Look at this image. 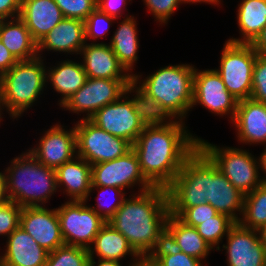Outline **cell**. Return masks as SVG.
<instances>
[{
	"mask_svg": "<svg viewBox=\"0 0 266 266\" xmlns=\"http://www.w3.org/2000/svg\"><path fill=\"white\" fill-rule=\"evenodd\" d=\"M6 239V249L0 256L2 266H45L49 252L21 227Z\"/></svg>",
	"mask_w": 266,
	"mask_h": 266,
	"instance_id": "obj_21",
	"label": "cell"
},
{
	"mask_svg": "<svg viewBox=\"0 0 266 266\" xmlns=\"http://www.w3.org/2000/svg\"><path fill=\"white\" fill-rule=\"evenodd\" d=\"M202 105L217 116L235 118L238 100L226 90L224 82L215 69L195 68L192 107Z\"/></svg>",
	"mask_w": 266,
	"mask_h": 266,
	"instance_id": "obj_14",
	"label": "cell"
},
{
	"mask_svg": "<svg viewBox=\"0 0 266 266\" xmlns=\"http://www.w3.org/2000/svg\"><path fill=\"white\" fill-rule=\"evenodd\" d=\"M72 127L67 130L59 123L51 126L29 152L39 163L56 170L77 156L76 130Z\"/></svg>",
	"mask_w": 266,
	"mask_h": 266,
	"instance_id": "obj_15",
	"label": "cell"
},
{
	"mask_svg": "<svg viewBox=\"0 0 266 266\" xmlns=\"http://www.w3.org/2000/svg\"><path fill=\"white\" fill-rule=\"evenodd\" d=\"M19 227L49 253L65 244L56 208L23 207Z\"/></svg>",
	"mask_w": 266,
	"mask_h": 266,
	"instance_id": "obj_17",
	"label": "cell"
},
{
	"mask_svg": "<svg viewBox=\"0 0 266 266\" xmlns=\"http://www.w3.org/2000/svg\"><path fill=\"white\" fill-rule=\"evenodd\" d=\"M65 18L85 21L97 8V0H54Z\"/></svg>",
	"mask_w": 266,
	"mask_h": 266,
	"instance_id": "obj_36",
	"label": "cell"
},
{
	"mask_svg": "<svg viewBox=\"0 0 266 266\" xmlns=\"http://www.w3.org/2000/svg\"><path fill=\"white\" fill-rule=\"evenodd\" d=\"M239 223L260 231L266 225V183L244 195L243 214Z\"/></svg>",
	"mask_w": 266,
	"mask_h": 266,
	"instance_id": "obj_30",
	"label": "cell"
},
{
	"mask_svg": "<svg viewBox=\"0 0 266 266\" xmlns=\"http://www.w3.org/2000/svg\"><path fill=\"white\" fill-rule=\"evenodd\" d=\"M22 208L10 200L0 204V236L8 237L19 227Z\"/></svg>",
	"mask_w": 266,
	"mask_h": 266,
	"instance_id": "obj_37",
	"label": "cell"
},
{
	"mask_svg": "<svg viewBox=\"0 0 266 266\" xmlns=\"http://www.w3.org/2000/svg\"><path fill=\"white\" fill-rule=\"evenodd\" d=\"M0 40L17 61L31 60L38 56V43L19 17L0 20Z\"/></svg>",
	"mask_w": 266,
	"mask_h": 266,
	"instance_id": "obj_26",
	"label": "cell"
},
{
	"mask_svg": "<svg viewBox=\"0 0 266 266\" xmlns=\"http://www.w3.org/2000/svg\"><path fill=\"white\" fill-rule=\"evenodd\" d=\"M8 195H7V185H6V173L5 170L2 173L0 171V204L7 202Z\"/></svg>",
	"mask_w": 266,
	"mask_h": 266,
	"instance_id": "obj_46",
	"label": "cell"
},
{
	"mask_svg": "<svg viewBox=\"0 0 266 266\" xmlns=\"http://www.w3.org/2000/svg\"><path fill=\"white\" fill-rule=\"evenodd\" d=\"M259 232H260V237L262 239V242L266 249V225Z\"/></svg>",
	"mask_w": 266,
	"mask_h": 266,
	"instance_id": "obj_50",
	"label": "cell"
},
{
	"mask_svg": "<svg viewBox=\"0 0 266 266\" xmlns=\"http://www.w3.org/2000/svg\"><path fill=\"white\" fill-rule=\"evenodd\" d=\"M228 266H266V249L258 230L243 227L236 222L225 237Z\"/></svg>",
	"mask_w": 266,
	"mask_h": 266,
	"instance_id": "obj_16",
	"label": "cell"
},
{
	"mask_svg": "<svg viewBox=\"0 0 266 266\" xmlns=\"http://www.w3.org/2000/svg\"><path fill=\"white\" fill-rule=\"evenodd\" d=\"M89 258L121 261L126 256H133V262H140L141 257L134 251L128 240L107 222L88 248ZM95 254V255H94Z\"/></svg>",
	"mask_w": 266,
	"mask_h": 266,
	"instance_id": "obj_27",
	"label": "cell"
},
{
	"mask_svg": "<svg viewBox=\"0 0 266 266\" xmlns=\"http://www.w3.org/2000/svg\"><path fill=\"white\" fill-rule=\"evenodd\" d=\"M5 169L7 195L22 207H40L59 190L56 170L41 164L27 150L10 161Z\"/></svg>",
	"mask_w": 266,
	"mask_h": 266,
	"instance_id": "obj_5",
	"label": "cell"
},
{
	"mask_svg": "<svg viewBox=\"0 0 266 266\" xmlns=\"http://www.w3.org/2000/svg\"><path fill=\"white\" fill-rule=\"evenodd\" d=\"M146 9L152 13L155 21L160 24H167L171 15L181 4L180 0H143Z\"/></svg>",
	"mask_w": 266,
	"mask_h": 266,
	"instance_id": "obj_40",
	"label": "cell"
},
{
	"mask_svg": "<svg viewBox=\"0 0 266 266\" xmlns=\"http://www.w3.org/2000/svg\"><path fill=\"white\" fill-rule=\"evenodd\" d=\"M87 248L64 244L50 252L45 266H88Z\"/></svg>",
	"mask_w": 266,
	"mask_h": 266,
	"instance_id": "obj_32",
	"label": "cell"
},
{
	"mask_svg": "<svg viewBox=\"0 0 266 266\" xmlns=\"http://www.w3.org/2000/svg\"><path fill=\"white\" fill-rule=\"evenodd\" d=\"M169 214L167 189L153 187L125 198L108 223L141 258H149L165 241Z\"/></svg>",
	"mask_w": 266,
	"mask_h": 266,
	"instance_id": "obj_3",
	"label": "cell"
},
{
	"mask_svg": "<svg viewBox=\"0 0 266 266\" xmlns=\"http://www.w3.org/2000/svg\"><path fill=\"white\" fill-rule=\"evenodd\" d=\"M91 179V186H112L126 190L138 185V193L154 187L142 174L133 149L117 159L91 165Z\"/></svg>",
	"mask_w": 266,
	"mask_h": 266,
	"instance_id": "obj_13",
	"label": "cell"
},
{
	"mask_svg": "<svg viewBox=\"0 0 266 266\" xmlns=\"http://www.w3.org/2000/svg\"><path fill=\"white\" fill-rule=\"evenodd\" d=\"M180 2H181V4L182 3H191V4H193V3H203V2H205L206 4L208 3V4H213V2H212V0H180Z\"/></svg>",
	"mask_w": 266,
	"mask_h": 266,
	"instance_id": "obj_49",
	"label": "cell"
},
{
	"mask_svg": "<svg viewBox=\"0 0 266 266\" xmlns=\"http://www.w3.org/2000/svg\"><path fill=\"white\" fill-rule=\"evenodd\" d=\"M193 66L169 64L143 80L140 79L142 75L134 74L133 88L140 94L151 119L185 121L190 109H193Z\"/></svg>",
	"mask_w": 266,
	"mask_h": 266,
	"instance_id": "obj_4",
	"label": "cell"
},
{
	"mask_svg": "<svg viewBox=\"0 0 266 266\" xmlns=\"http://www.w3.org/2000/svg\"><path fill=\"white\" fill-rule=\"evenodd\" d=\"M240 38H230L233 43L251 44L266 26V0H242L237 8Z\"/></svg>",
	"mask_w": 266,
	"mask_h": 266,
	"instance_id": "obj_29",
	"label": "cell"
},
{
	"mask_svg": "<svg viewBox=\"0 0 266 266\" xmlns=\"http://www.w3.org/2000/svg\"><path fill=\"white\" fill-rule=\"evenodd\" d=\"M236 222L226 214L218 213L196 227L198 234L216 251L220 250V242L228 235ZM216 248V249H215Z\"/></svg>",
	"mask_w": 266,
	"mask_h": 266,
	"instance_id": "obj_31",
	"label": "cell"
},
{
	"mask_svg": "<svg viewBox=\"0 0 266 266\" xmlns=\"http://www.w3.org/2000/svg\"><path fill=\"white\" fill-rule=\"evenodd\" d=\"M217 214L218 212L215 208H213L209 203H204L198 206L186 208L178 216V218L186 225L196 228L198 225L202 224L207 219H212V217Z\"/></svg>",
	"mask_w": 266,
	"mask_h": 266,
	"instance_id": "obj_39",
	"label": "cell"
},
{
	"mask_svg": "<svg viewBox=\"0 0 266 266\" xmlns=\"http://www.w3.org/2000/svg\"><path fill=\"white\" fill-rule=\"evenodd\" d=\"M124 20L121 21L117 29L115 30L109 46L112 48L120 64L131 75L134 64L138 60V31L137 21L132 15H125Z\"/></svg>",
	"mask_w": 266,
	"mask_h": 266,
	"instance_id": "obj_28",
	"label": "cell"
},
{
	"mask_svg": "<svg viewBox=\"0 0 266 266\" xmlns=\"http://www.w3.org/2000/svg\"><path fill=\"white\" fill-rule=\"evenodd\" d=\"M57 188H63V193L70 201L89 200L92 185L91 164L79 156L65 162L56 169Z\"/></svg>",
	"mask_w": 266,
	"mask_h": 266,
	"instance_id": "obj_23",
	"label": "cell"
},
{
	"mask_svg": "<svg viewBox=\"0 0 266 266\" xmlns=\"http://www.w3.org/2000/svg\"><path fill=\"white\" fill-rule=\"evenodd\" d=\"M212 2H213L214 5H218V4L221 3V0H212Z\"/></svg>",
	"mask_w": 266,
	"mask_h": 266,
	"instance_id": "obj_51",
	"label": "cell"
},
{
	"mask_svg": "<svg viewBox=\"0 0 266 266\" xmlns=\"http://www.w3.org/2000/svg\"><path fill=\"white\" fill-rule=\"evenodd\" d=\"M138 266H157L150 258H142Z\"/></svg>",
	"mask_w": 266,
	"mask_h": 266,
	"instance_id": "obj_48",
	"label": "cell"
},
{
	"mask_svg": "<svg viewBox=\"0 0 266 266\" xmlns=\"http://www.w3.org/2000/svg\"><path fill=\"white\" fill-rule=\"evenodd\" d=\"M198 147L212 160L225 177L244 195L263 183L259 157L242 148L223 147L198 138Z\"/></svg>",
	"mask_w": 266,
	"mask_h": 266,
	"instance_id": "obj_8",
	"label": "cell"
},
{
	"mask_svg": "<svg viewBox=\"0 0 266 266\" xmlns=\"http://www.w3.org/2000/svg\"><path fill=\"white\" fill-rule=\"evenodd\" d=\"M88 201H66L56 208L65 244L89 248L101 228L107 223Z\"/></svg>",
	"mask_w": 266,
	"mask_h": 266,
	"instance_id": "obj_11",
	"label": "cell"
},
{
	"mask_svg": "<svg viewBox=\"0 0 266 266\" xmlns=\"http://www.w3.org/2000/svg\"><path fill=\"white\" fill-rule=\"evenodd\" d=\"M241 143L266 145V104L251 98L238 101L232 121Z\"/></svg>",
	"mask_w": 266,
	"mask_h": 266,
	"instance_id": "obj_19",
	"label": "cell"
},
{
	"mask_svg": "<svg viewBox=\"0 0 266 266\" xmlns=\"http://www.w3.org/2000/svg\"><path fill=\"white\" fill-rule=\"evenodd\" d=\"M166 189L170 214L176 217L186 208L204 203H209L218 213L228 215L235 222H239L243 214L244 194L199 147L184 161Z\"/></svg>",
	"mask_w": 266,
	"mask_h": 266,
	"instance_id": "obj_1",
	"label": "cell"
},
{
	"mask_svg": "<svg viewBox=\"0 0 266 266\" xmlns=\"http://www.w3.org/2000/svg\"><path fill=\"white\" fill-rule=\"evenodd\" d=\"M126 5L127 0H97V8L116 19L122 18V11L124 10L122 7Z\"/></svg>",
	"mask_w": 266,
	"mask_h": 266,
	"instance_id": "obj_41",
	"label": "cell"
},
{
	"mask_svg": "<svg viewBox=\"0 0 266 266\" xmlns=\"http://www.w3.org/2000/svg\"><path fill=\"white\" fill-rule=\"evenodd\" d=\"M79 55L82 56L81 62L88 78L133 79L120 64L109 44L85 43Z\"/></svg>",
	"mask_w": 266,
	"mask_h": 266,
	"instance_id": "obj_18",
	"label": "cell"
},
{
	"mask_svg": "<svg viewBox=\"0 0 266 266\" xmlns=\"http://www.w3.org/2000/svg\"><path fill=\"white\" fill-rule=\"evenodd\" d=\"M43 57L18 61L0 77V118L6 109L13 119L21 117L44 93L47 86ZM2 112V113H1Z\"/></svg>",
	"mask_w": 266,
	"mask_h": 266,
	"instance_id": "obj_6",
	"label": "cell"
},
{
	"mask_svg": "<svg viewBox=\"0 0 266 266\" xmlns=\"http://www.w3.org/2000/svg\"><path fill=\"white\" fill-rule=\"evenodd\" d=\"M251 45L257 54L266 56V26L262 29Z\"/></svg>",
	"mask_w": 266,
	"mask_h": 266,
	"instance_id": "obj_44",
	"label": "cell"
},
{
	"mask_svg": "<svg viewBox=\"0 0 266 266\" xmlns=\"http://www.w3.org/2000/svg\"><path fill=\"white\" fill-rule=\"evenodd\" d=\"M165 240L175 249L199 260L206 259L214 249L198 234L195 227L186 225L178 217L169 214Z\"/></svg>",
	"mask_w": 266,
	"mask_h": 266,
	"instance_id": "obj_24",
	"label": "cell"
},
{
	"mask_svg": "<svg viewBox=\"0 0 266 266\" xmlns=\"http://www.w3.org/2000/svg\"><path fill=\"white\" fill-rule=\"evenodd\" d=\"M87 78L82 63L70 59L46 68L47 84L50 82V86L61 95L58 101L60 107L86 83Z\"/></svg>",
	"mask_w": 266,
	"mask_h": 266,
	"instance_id": "obj_25",
	"label": "cell"
},
{
	"mask_svg": "<svg viewBox=\"0 0 266 266\" xmlns=\"http://www.w3.org/2000/svg\"><path fill=\"white\" fill-rule=\"evenodd\" d=\"M99 190L98 191V195H97V199L98 200L96 202L97 206L95 207L94 206H90L88 205L89 207H91L99 216H101L106 222L109 221V219L116 213V211L119 209V207L121 206L123 200L126 198L125 197V194L126 192H123L124 190L123 189H120V188H116V187H112V186H91V189H90V193L93 192V190ZM111 191V193H115L114 195L118 198V200H116L117 202H114V203H110V202H107L104 204L103 203V195L104 194H109V192ZM103 194V195H102ZM112 195V194H111ZM110 196V195H109ZM106 197V196H105ZM105 199V198H104ZM102 201V202H101ZM109 205H108V204Z\"/></svg>",
	"mask_w": 266,
	"mask_h": 266,
	"instance_id": "obj_35",
	"label": "cell"
},
{
	"mask_svg": "<svg viewBox=\"0 0 266 266\" xmlns=\"http://www.w3.org/2000/svg\"><path fill=\"white\" fill-rule=\"evenodd\" d=\"M85 43L84 21L64 17L38 42V57H42L45 50L77 55Z\"/></svg>",
	"mask_w": 266,
	"mask_h": 266,
	"instance_id": "obj_20",
	"label": "cell"
},
{
	"mask_svg": "<svg viewBox=\"0 0 266 266\" xmlns=\"http://www.w3.org/2000/svg\"><path fill=\"white\" fill-rule=\"evenodd\" d=\"M19 18L38 43L64 16L54 0H22Z\"/></svg>",
	"mask_w": 266,
	"mask_h": 266,
	"instance_id": "obj_22",
	"label": "cell"
},
{
	"mask_svg": "<svg viewBox=\"0 0 266 266\" xmlns=\"http://www.w3.org/2000/svg\"><path fill=\"white\" fill-rule=\"evenodd\" d=\"M264 151L260 154L259 161H260V172H263V182L266 183V145L264 147Z\"/></svg>",
	"mask_w": 266,
	"mask_h": 266,
	"instance_id": "obj_47",
	"label": "cell"
},
{
	"mask_svg": "<svg viewBox=\"0 0 266 266\" xmlns=\"http://www.w3.org/2000/svg\"><path fill=\"white\" fill-rule=\"evenodd\" d=\"M250 98L266 104V56L257 54L253 67Z\"/></svg>",
	"mask_w": 266,
	"mask_h": 266,
	"instance_id": "obj_38",
	"label": "cell"
},
{
	"mask_svg": "<svg viewBox=\"0 0 266 266\" xmlns=\"http://www.w3.org/2000/svg\"><path fill=\"white\" fill-rule=\"evenodd\" d=\"M18 61L0 40V77L9 71Z\"/></svg>",
	"mask_w": 266,
	"mask_h": 266,
	"instance_id": "obj_43",
	"label": "cell"
},
{
	"mask_svg": "<svg viewBox=\"0 0 266 266\" xmlns=\"http://www.w3.org/2000/svg\"><path fill=\"white\" fill-rule=\"evenodd\" d=\"M114 20L116 21L117 19L103 13L98 8L92 11L84 21L85 42L87 43L89 39H92L93 43H97L95 40L103 38L108 33Z\"/></svg>",
	"mask_w": 266,
	"mask_h": 266,
	"instance_id": "obj_34",
	"label": "cell"
},
{
	"mask_svg": "<svg viewBox=\"0 0 266 266\" xmlns=\"http://www.w3.org/2000/svg\"><path fill=\"white\" fill-rule=\"evenodd\" d=\"M22 0H0V20L19 17Z\"/></svg>",
	"mask_w": 266,
	"mask_h": 266,
	"instance_id": "obj_42",
	"label": "cell"
},
{
	"mask_svg": "<svg viewBox=\"0 0 266 266\" xmlns=\"http://www.w3.org/2000/svg\"><path fill=\"white\" fill-rule=\"evenodd\" d=\"M133 87V79L87 78L86 83L62 106V109L83 114L90 119L99 109L119 100Z\"/></svg>",
	"mask_w": 266,
	"mask_h": 266,
	"instance_id": "obj_12",
	"label": "cell"
},
{
	"mask_svg": "<svg viewBox=\"0 0 266 266\" xmlns=\"http://www.w3.org/2000/svg\"><path fill=\"white\" fill-rule=\"evenodd\" d=\"M149 258L157 266H204L202 260L173 248L166 240Z\"/></svg>",
	"mask_w": 266,
	"mask_h": 266,
	"instance_id": "obj_33",
	"label": "cell"
},
{
	"mask_svg": "<svg viewBox=\"0 0 266 266\" xmlns=\"http://www.w3.org/2000/svg\"><path fill=\"white\" fill-rule=\"evenodd\" d=\"M120 261L109 260V259H99L98 262L95 261V258H89L88 266H123ZM140 262H130L128 266H138Z\"/></svg>",
	"mask_w": 266,
	"mask_h": 266,
	"instance_id": "obj_45",
	"label": "cell"
},
{
	"mask_svg": "<svg viewBox=\"0 0 266 266\" xmlns=\"http://www.w3.org/2000/svg\"><path fill=\"white\" fill-rule=\"evenodd\" d=\"M74 127L77 156L91 165L117 159L132 149L130 142L111 135L90 119H80Z\"/></svg>",
	"mask_w": 266,
	"mask_h": 266,
	"instance_id": "obj_10",
	"label": "cell"
},
{
	"mask_svg": "<svg viewBox=\"0 0 266 266\" xmlns=\"http://www.w3.org/2000/svg\"><path fill=\"white\" fill-rule=\"evenodd\" d=\"M257 53L251 44L226 41L220 57V75L226 90L238 101L249 99L252 92V74Z\"/></svg>",
	"mask_w": 266,
	"mask_h": 266,
	"instance_id": "obj_9",
	"label": "cell"
},
{
	"mask_svg": "<svg viewBox=\"0 0 266 266\" xmlns=\"http://www.w3.org/2000/svg\"><path fill=\"white\" fill-rule=\"evenodd\" d=\"M182 120L151 119L132 144L141 172L154 187L167 188L184 161L198 148Z\"/></svg>",
	"mask_w": 266,
	"mask_h": 266,
	"instance_id": "obj_2",
	"label": "cell"
},
{
	"mask_svg": "<svg viewBox=\"0 0 266 266\" xmlns=\"http://www.w3.org/2000/svg\"><path fill=\"white\" fill-rule=\"evenodd\" d=\"M131 93L135 95L133 98L129 97ZM90 120L111 135L133 144L151 118L140 94L132 87L119 100L99 109Z\"/></svg>",
	"mask_w": 266,
	"mask_h": 266,
	"instance_id": "obj_7",
	"label": "cell"
}]
</instances>
